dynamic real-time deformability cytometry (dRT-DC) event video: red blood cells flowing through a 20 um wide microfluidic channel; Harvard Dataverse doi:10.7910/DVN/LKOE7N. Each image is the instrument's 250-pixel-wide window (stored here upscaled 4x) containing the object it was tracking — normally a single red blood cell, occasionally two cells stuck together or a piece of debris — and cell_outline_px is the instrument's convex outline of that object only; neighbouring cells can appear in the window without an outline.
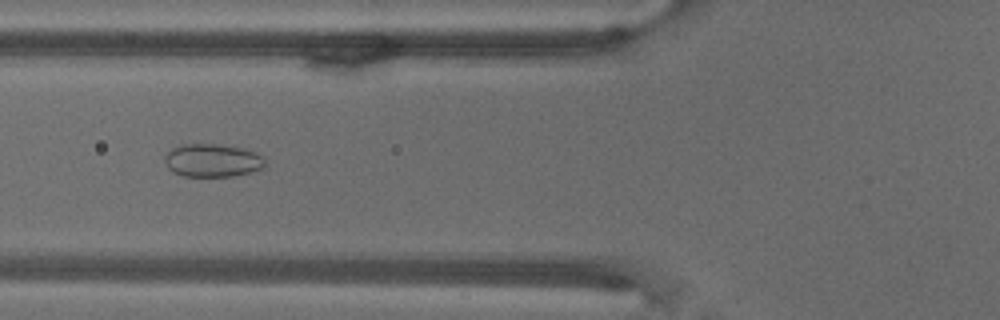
{"species": "common noctule bat (a hibernating species)", "species_latin": "Nyctalus noctula", "temperature_condition": "warm", "stored_images_in_passage": 73, "camera_frame_rate_fps": 3000, "um_per_image_px": 0.085, "animal": {"sex": "male", "body_mass_g": 18.8}, "frame": {"image": 1, "passage_image": 29, "time_ms": 9.333, "image_size_px": [1000, 320], "cell_outline_px": [[264, 168], [232, 176], [184, 176], [172, 172], [168, 168], [164, 160], [164, 156], [172, 148], [180, 144], [216, 144], [244, 148], [256, 152], [264, 156]], "centroid_in_image_um": [18.04, 13.62], "position_along_channel_um": 107.8, "area_um2": 19.42}}
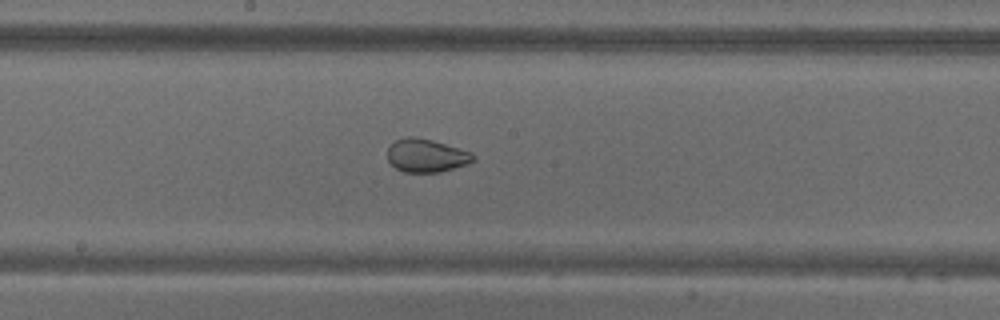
{"frame": {"image": 2, "passage_image": 40, "time_ms": 13.0, "image_size_px": [1000, 320], "cell_outline_px": [[476, 160], [468, 164], [440, 172], [404, 172], [396, 168], [388, 160], [388, 148], [396, 140], [404, 136], [412, 136], [432, 140], [472, 152], [476, 156]], "centroid_in_image_um": [36.27, 13.22], "position_along_channel_um": 211.9, "area_um2": 16.65}}
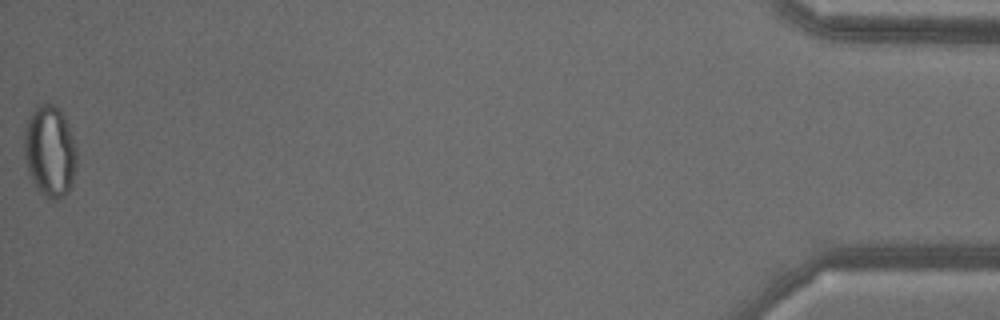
{"frame": {"image": 3, "passage_image": 73, "time_ms": 24.0, "image_size_px": [1000, 320], "cell_outline_px": [[76, 164], [72, 184], [68, 192], [64, 196], [56, 200], [48, 200], [36, 188], [28, 172], [24, 156], [24, 128], [36, 104], [52, 104], [60, 108], [64, 116], [72, 136], [76, 148]], "centroid_in_image_um": [4.22, 12.87], "position_along_channel_um": 431.0, "area_um2": 28.21}}